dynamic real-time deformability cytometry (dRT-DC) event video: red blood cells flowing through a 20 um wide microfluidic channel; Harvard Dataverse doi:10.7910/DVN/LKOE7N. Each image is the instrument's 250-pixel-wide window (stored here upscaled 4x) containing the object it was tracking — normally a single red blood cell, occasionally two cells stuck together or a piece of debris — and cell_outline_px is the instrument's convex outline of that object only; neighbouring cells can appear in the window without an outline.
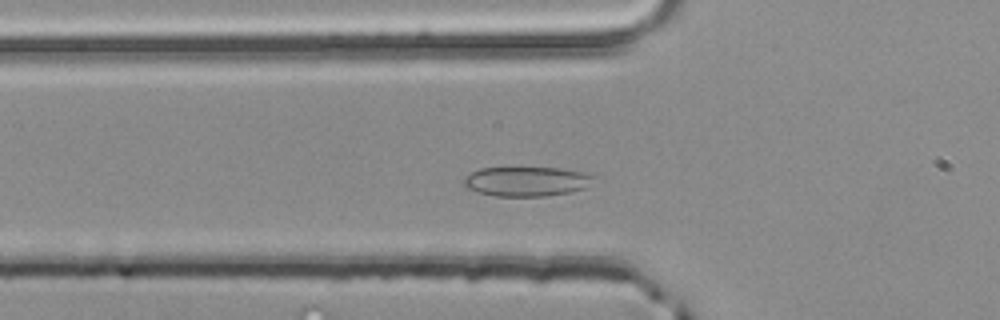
{"species": "common noctule bat (a hibernating species)", "species_latin": "Nyctalus noctula", "temperature_condition": "room temperature", "stored_images_in_passage": 40, "camera_frame_rate_fps": 3000, "um_per_image_px": 0.085, "animal": {"sex": "male", "body_mass_g": 20.4}, "frame": {"image": 1, "passage_image": 9, "time_ms": 2.667, "image_size_px": [1000, 320], "cell_outline_px": [[596, 176], [584, 188], [568, 192], [544, 196], [496, 196], [476, 192], [468, 188], [464, 184], [464, 180], [472, 172], [480, 168], [560, 168], [584, 172]], "centroid_in_image_um": [44.76, 15.42], "position_along_channel_um": 81.0, "area_um2": 22.08}}
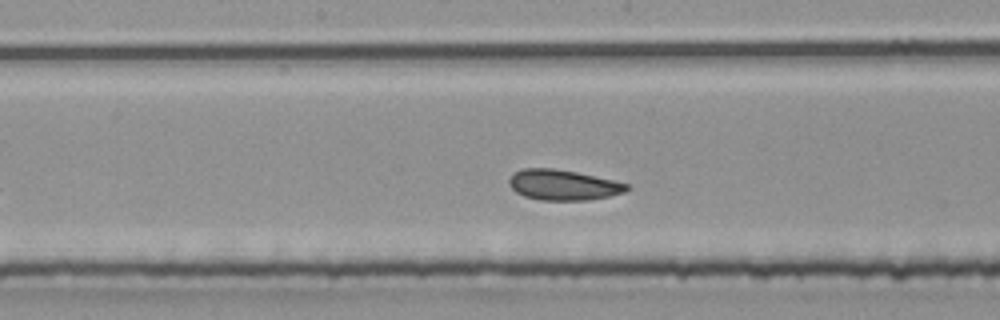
{"frame": {"image": 2, "passage_image": 18, "time_ms": 5.667, "image_size_px": [1000, 320], "cell_outline_px": [[632, 188], [624, 192], [608, 196], [588, 200], [540, 200], [524, 196], [516, 192], [508, 184], [508, 180], [520, 168], [552, 168], [576, 172], [612, 180], [628, 184]], "centroid_in_image_um": [47.85, 15.72], "position_along_channel_um": 200.3, "area_um2": 20.75}}
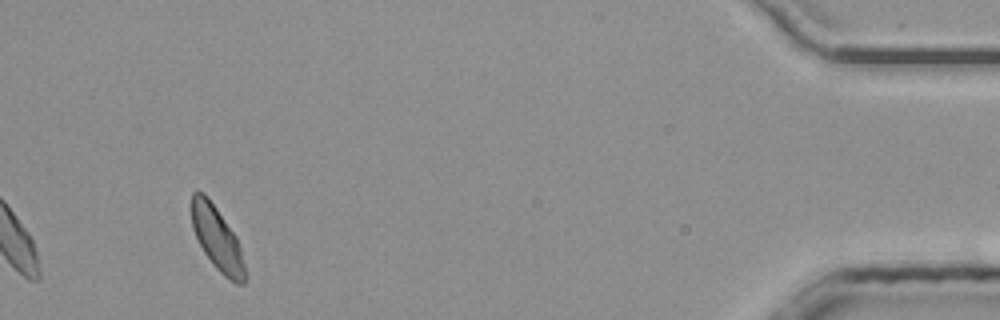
{"frame": {"image": 3, "passage_image": 40, "time_ms": 13.0, "image_size_px": [1000, 320], "cell_outline_px": [[244, 284], [236, 284], [224, 276], [212, 264], [204, 252], [192, 228], [192, 192], [204, 192], [208, 196], [236, 236], [240, 248], [244, 264]], "centroid_in_image_um": [18.44, 20.27], "position_along_channel_um": 416.8, "area_um2": 19.48}, "authors_computed_cell_mechanics": {"area_um2": 20.7791, "velocity_mm_per_s": 3.9673, "shape_relaxation_time_tau1_ms": 6.811, "shape_relaxation_time_tau2_ms": 1.028, "deformation_change_tau1": 0.1104, "deformation_change_tau2": 0.0499}}